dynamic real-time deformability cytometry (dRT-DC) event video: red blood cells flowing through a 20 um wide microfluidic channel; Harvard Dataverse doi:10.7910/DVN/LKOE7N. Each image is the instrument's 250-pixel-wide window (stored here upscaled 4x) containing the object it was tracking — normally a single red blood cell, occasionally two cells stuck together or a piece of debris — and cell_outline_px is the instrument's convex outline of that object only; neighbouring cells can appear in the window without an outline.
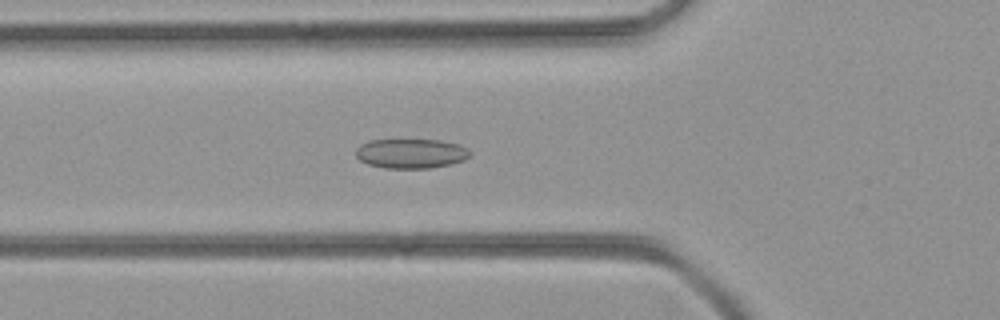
{"species": "common noctule bat (a hibernating species)", "species_latin": "Nyctalus noctula", "temperature_condition": "room temperature", "stored_images_in_passage": 49, "camera_frame_rate_fps": 3000, "um_per_image_px": 0.085, "animal": {"sex": "female", "body_mass_g": 21.9}, "frame": {"image": 1, "passage_image": 18, "time_ms": 5.667, "image_size_px": [1000, 320], "cell_outline_px": [[472, 156], [464, 160], [452, 164], [428, 168], [384, 168], [368, 164], [360, 160], [356, 156], [356, 148], [360, 144], [368, 140], [440, 140], [456, 144], [468, 148], [472, 152]], "centroid_in_image_um": [34.95, 13.05], "position_along_channel_um": 90.9, "area_um2": 19.83}}
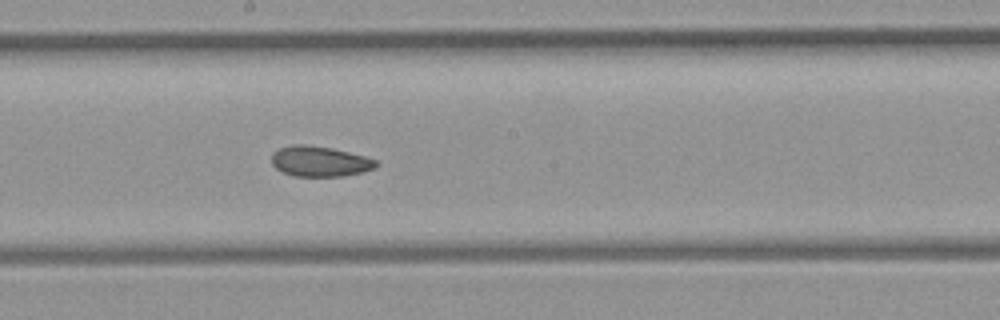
{"frame": {"image": 2, "passage_image": 27, "time_ms": 8.667, "image_size_px": [1000, 320], "cell_outline_px": [[380, 164], [376, 168], [344, 176], [296, 176], [284, 172], [276, 168], [272, 164], [272, 152], [280, 148], [296, 144], [304, 144], [332, 148], [364, 156], [376, 160]], "centroid_in_image_um": [27.19, 13.71], "position_along_channel_um": 221.0, "area_um2": 18.38}}
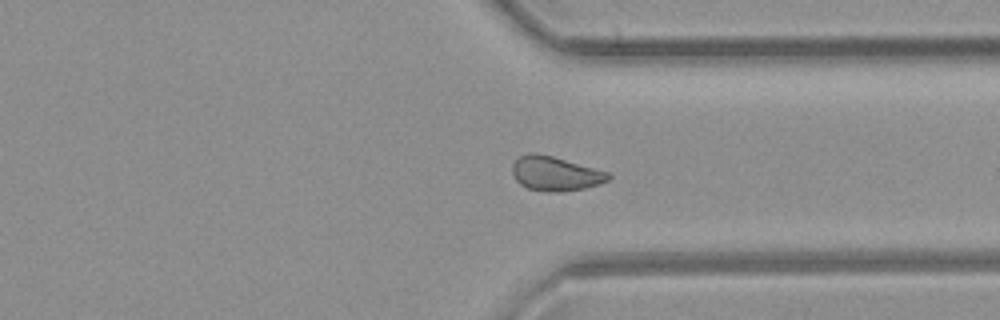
{"frame": {"image": 3, "passage_image": 37, "time_ms": 12.0, "image_size_px": [1000, 320], "cell_outline_px": [[612, 176], [608, 180], [600, 184], [584, 188], [564, 192], [544, 192], [528, 188], [520, 184], [516, 180], [512, 172], [512, 164], [520, 156], [528, 152], [536, 152], [552, 156], [608, 172]], "centroid_in_image_um": [47.18, 14.76], "position_along_channel_um": 364.2, "area_um2": 19.31}}